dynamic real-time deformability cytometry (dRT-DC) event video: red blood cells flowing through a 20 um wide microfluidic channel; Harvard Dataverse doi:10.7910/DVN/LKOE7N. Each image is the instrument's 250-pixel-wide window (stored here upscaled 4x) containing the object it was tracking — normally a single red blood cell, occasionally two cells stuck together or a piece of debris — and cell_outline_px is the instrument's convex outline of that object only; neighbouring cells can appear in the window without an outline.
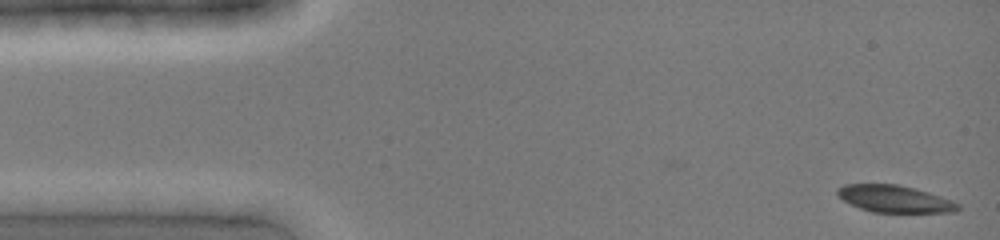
{"species": "common noctule bat (a hibernating species)", "species_latin": "Nyctalus noctula", "temperature_condition": "cold", "stored_images_in_passage": 4, "camera_frame_rate_fps": 3000, "um_per_image_px": 0.085, "animal": {"sex": "female", "body_mass_g": 19.0, "forearm_length_mm": 51.5}, "frame": {"image": 1, "passage_image": 1, "time_ms": 0.0, "image_size_px": [1000, 240], "cell_outline_px": [[960, 208], [956, 212], [872, 212], [860, 208], [844, 200], [836, 192], [836, 188], [844, 184], [896, 184], [916, 188], [952, 200], [960, 204]], "centroid_in_image_um": [76.06, 16.9], "position_along_channel_um": 8.9, "area_um2": 18.96}}